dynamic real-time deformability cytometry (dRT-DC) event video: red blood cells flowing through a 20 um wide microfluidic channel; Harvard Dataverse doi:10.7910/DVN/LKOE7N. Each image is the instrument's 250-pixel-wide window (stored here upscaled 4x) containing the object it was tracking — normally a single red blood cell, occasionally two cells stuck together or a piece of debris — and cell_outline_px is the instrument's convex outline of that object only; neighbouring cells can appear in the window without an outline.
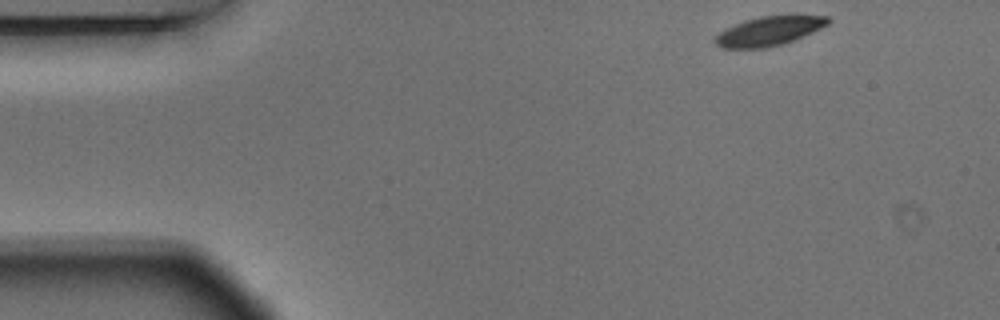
{"species": "Egyptian fruit bat (a non-hibernating species)", "species_latin": "Rousettus aegyptiacus", "temperature_condition": "warm", "stored_images_in_passage": 50, "camera_frame_rate_fps": 3000, "um_per_image_px": 0.085, "animal": {"sex": "male"}, "frame": {"image": 1, "passage_image": 1, "time_ms": 0.0, "image_size_px": [1000, 320], "cell_outline_px": [[832, 20], [828, 24], [812, 32], [784, 44], [768, 48], [720, 48], [712, 40], [720, 32], [744, 20], [760, 16], [788, 12], [792, 12], [828, 16]], "centroid_in_image_um": [65.45, 2.58], "position_along_channel_um": 19.6, "area_um2": 20.06}}
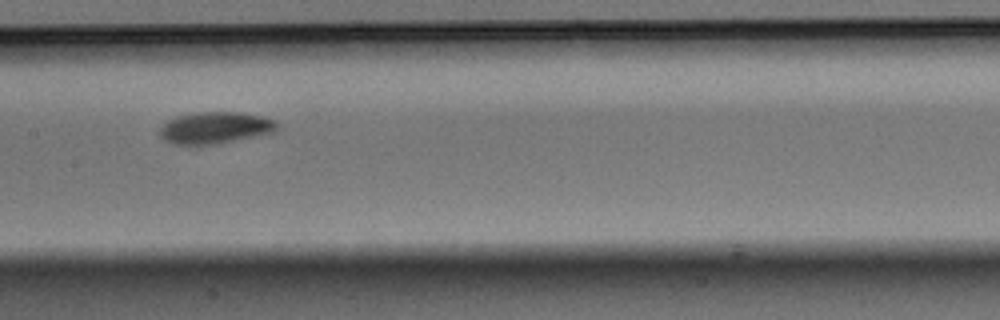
{"frame": {"image": 2, "passage_image": 22, "time_ms": 7.0, "image_size_px": [1000, 320], "cell_outline_px": [[280, 128], [276, 132], [216, 144], [176, 144], [164, 140], [160, 136], [160, 128], [168, 120], [176, 116], [192, 112], [244, 112], [264, 116], [276, 120], [280, 124]], "centroid_in_image_um": [18.36, 10.84], "position_along_channel_um": 189.0, "area_um2": 22.02}}
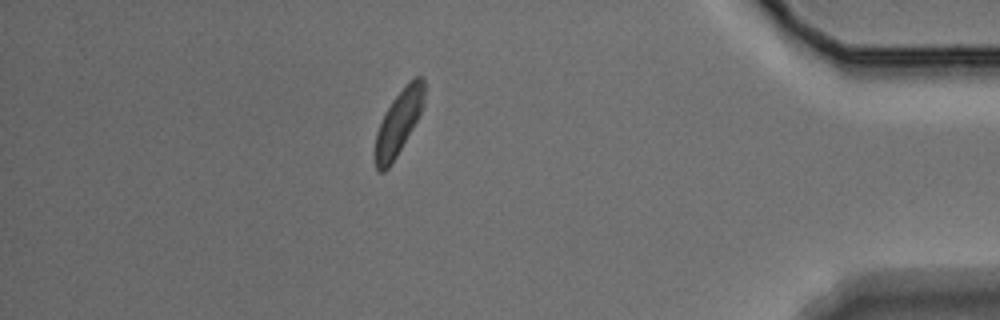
{"frame": {"image": 3, "passage_image": 43, "time_ms": 14.0, "image_size_px": [1000, 320], "cell_outline_px": [[424, 104], [412, 128], [396, 156], [388, 168], [384, 172], [380, 172], [376, 168], [372, 152], [376, 132], [384, 112], [392, 100], [416, 76], [424, 76]], "centroid_in_image_um": [33.82, 10.47], "position_along_channel_um": 401.4, "area_um2": 18.32}, "authors_computed_cell_mechanics": {"area_um2": 20.23, "velocity_mm_per_s": 3.6343, "shape_relaxation_time_tau1_ms": 5.0328, "shape_relaxation_time_tau2_ms": null, "deformation_change_tau1": 0.1559, "deformation_change_tau2": null}}